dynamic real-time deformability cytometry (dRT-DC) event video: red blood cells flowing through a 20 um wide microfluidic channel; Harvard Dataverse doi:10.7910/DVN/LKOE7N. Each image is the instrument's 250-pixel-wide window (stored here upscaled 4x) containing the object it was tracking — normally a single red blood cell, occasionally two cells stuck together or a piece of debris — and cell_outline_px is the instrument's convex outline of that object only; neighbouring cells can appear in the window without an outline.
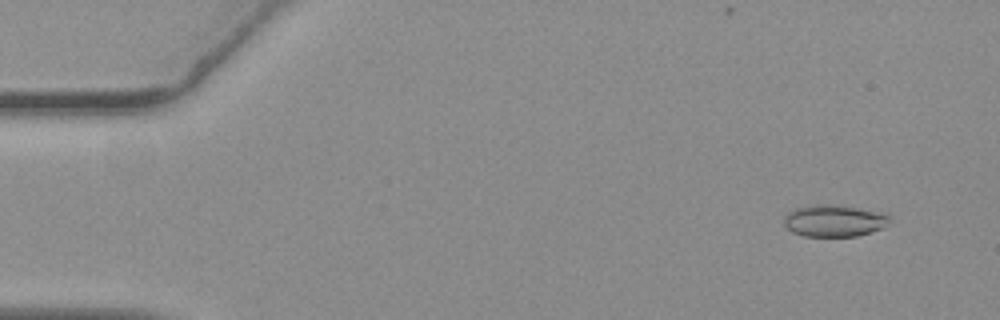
{"species": "common noctule bat (a hibernating species)", "species_latin": "Nyctalus noctula", "temperature_condition": "warm", "stored_images_in_passage": 57, "camera_frame_rate_fps": 3000, "um_per_image_px": 0.085, "animal": {"sex": "female", "body_mass_g": 19.3, "forearm_length_mm": 54.1}, "frame": {"image": 1, "passage_image": 5, "time_ms": 1.333, "image_size_px": [1000, 320], "cell_outline_px": [[888, 220], [884, 228], [856, 236], [804, 236], [792, 232], [784, 224], [784, 216], [788, 212], [796, 208], [808, 204], [832, 204], [856, 208], [888, 216]], "centroid_in_image_um": [70.8, 18.77], "position_along_channel_um": 14.2, "area_um2": 19.25}}
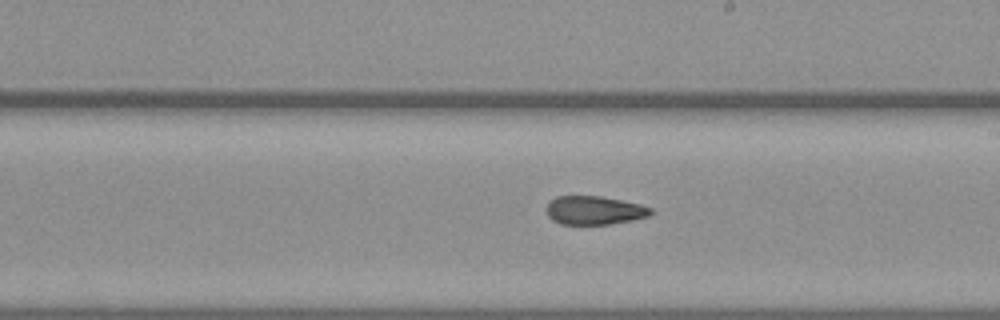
{"frame": {"image": 2, "passage_image": 33, "time_ms": 10.667, "image_size_px": [1000, 320], "cell_outline_px": [[652, 212], [648, 216], [632, 220], [608, 224], [560, 224], [552, 220], [548, 216], [548, 204], [556, 196], [600, 196], [640, 204], [652, 208]], "centroid_in_image_um": [50.52, 17.88], "position_along_channel_um": 238.5, "area_um2": 17.17}}
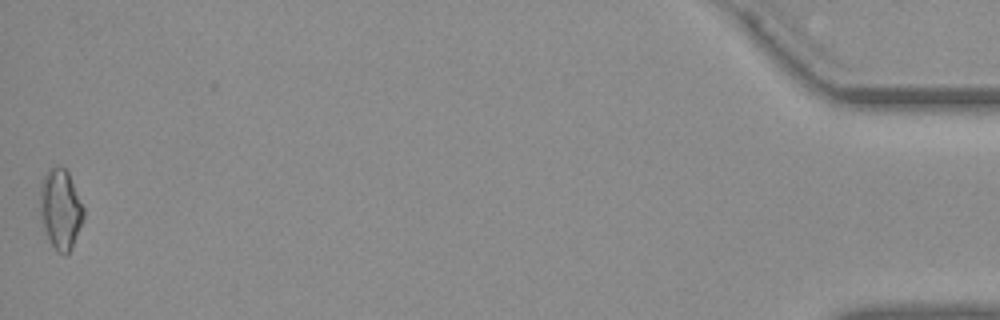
{"frame": {"image": 3, "passage_image": 57, "time_ms": 18.667, "image_size_px": [1000, 320], "cell_outline_px": [[84, 220], [72, 248], [64, 256], [52, 244], [44, 228], [40, 216], [40, 184], [48, 168], [56, 164], [64, 168], [68, 172], [84, 208]], "centroid_in_image_um": [5.15, 17.74], "position_along_channel_um": 430.1, "area_um2": 20.35}, "authors_computed_cell_mechanics": {"area_um2": 18.496, "velocity_mm_per_s": 3.6625, "shape_relaxation_time_tau1_ms": 9.8759, "shape_relaxation_time_tau2_ms": 2.9599, "deformation_change_tau1": 0.2203, "deformation_change_tau2": 0.1087}}